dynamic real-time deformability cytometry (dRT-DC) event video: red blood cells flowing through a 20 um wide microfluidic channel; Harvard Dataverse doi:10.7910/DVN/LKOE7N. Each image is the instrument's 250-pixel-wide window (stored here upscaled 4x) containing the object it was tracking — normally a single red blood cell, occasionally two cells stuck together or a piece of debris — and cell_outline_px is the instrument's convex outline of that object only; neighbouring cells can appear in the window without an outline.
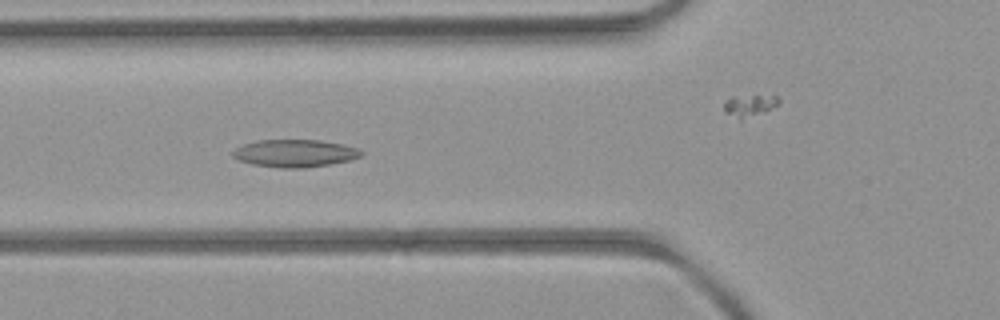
{"species": "common noctule bat (a hibernating species)", "species_latin": "Nyctalus noctula", "temperature_condition": "room temperature", "stored_images_in_passage": 54, "camera_frame_rate_fps": 3000, "um_per_image_px": 0.085, "animal": {"sex": "female", "body_mass_g": 21.9}, "frame": {"image": 1, "passage_image": 20, "time_ms": 6.333, "image_size_px": [1000, 320], "cell_outline_px": [[364, 152], [360, 156], [348, 160], [328, 164], [304, 168], [280, 168], [252, 164], [240, 160], [232, 156], [232, 152], [236, 148], [244, 144], [256, 140], [320, 140], [344, 144], [360, 148]], "centroid_in_image_um": [25.07, 13.02], "position_along_channel_um": 100.7, "area_um2": 20.58}}
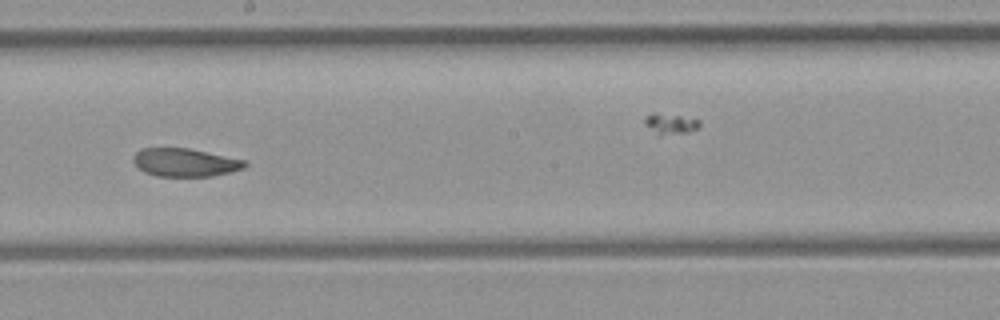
{"frame": {"image": 2, "passage_image": 30, "time_ms": 9.667, "image_size_px": [1000, 320], "cell_outline_px": [[248, 164], [244, 168], [212, 176], [156, 176], [144, 172], [132, 160], [132, 156], [140, 148], [188, 148], [248, 160]], "centroid_in_image_um": [15.74, 13.8], "position_along_channel_um": 232.5, "area_um2": 18.38}}
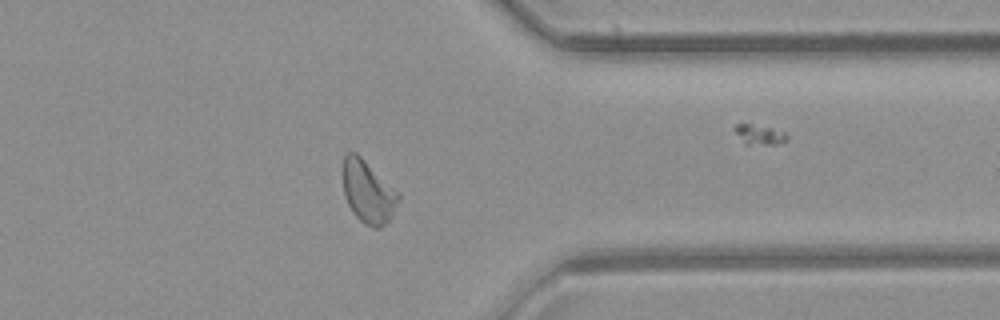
{"frame": {"image": 3, "passage_image": 42, "time_ms": 13.667, "image_size_px": [1000, 320], "cell_outline_px": [[400, 196], [392, 216], [380, 228], [372, 228], [364, 224], [352, 212], [344, 196], [344, 156], [348, 152], [356, 152], [400, 192]], "centroid_in_image_um": [31.3, 16.32], "position_along_channel_um": 380.1, "area_um2": 20.17}, "authors_computed_cell_mechanics": {"area_um2": 20.2589, "velocity_mm_per_s": 3.9387, "shape_relaxation_time_tau1_ms": null, "shape_relaxation_time_tau2_ms": 2.727, "deformation_change_tau1": null, "deformation_change_tau2": 0.0865}}